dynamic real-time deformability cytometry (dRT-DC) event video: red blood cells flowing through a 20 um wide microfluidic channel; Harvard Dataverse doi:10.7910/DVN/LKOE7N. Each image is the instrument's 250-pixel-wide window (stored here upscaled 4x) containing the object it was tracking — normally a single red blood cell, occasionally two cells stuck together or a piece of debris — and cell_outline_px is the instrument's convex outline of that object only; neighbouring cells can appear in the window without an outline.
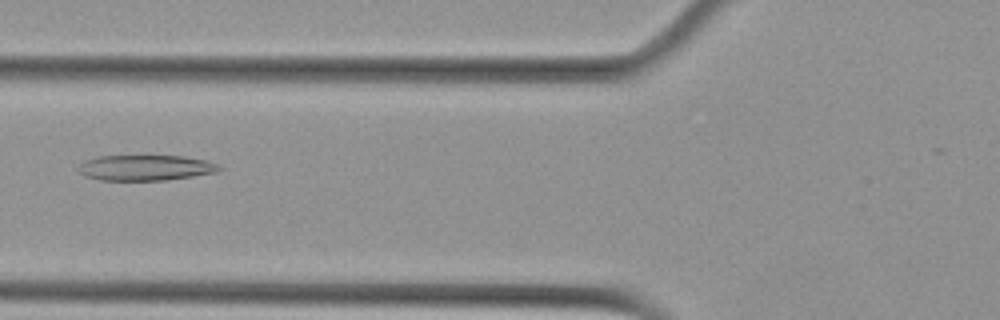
{"species": "Egyptian fruit bat (a non-hibernating species)", "species_latin": "Rousettus aegyptiacus", "temperature_condition": "cold", "stored_images_in_passage": 3, "camera_frame_rate_fps": 3000, "um_per_image_px": 0.085, "animal": {"sex": "female"}, "frame": {"image": 1, "passage_image": 3, "time_ms": 0.667, "image_size_px": [1000, 320], "cell_outline_px": [[224, 168], [216, 172], [168, 180], [100, 180], [84, 176], [76, 168], [84, 160], [100, 156], [184, 156], [204, 160], [216, 164]], "centroid_in_image_um": [12.33, 14.26], "position_along_channel_um": 113.5, "area_um2": 20.92}}